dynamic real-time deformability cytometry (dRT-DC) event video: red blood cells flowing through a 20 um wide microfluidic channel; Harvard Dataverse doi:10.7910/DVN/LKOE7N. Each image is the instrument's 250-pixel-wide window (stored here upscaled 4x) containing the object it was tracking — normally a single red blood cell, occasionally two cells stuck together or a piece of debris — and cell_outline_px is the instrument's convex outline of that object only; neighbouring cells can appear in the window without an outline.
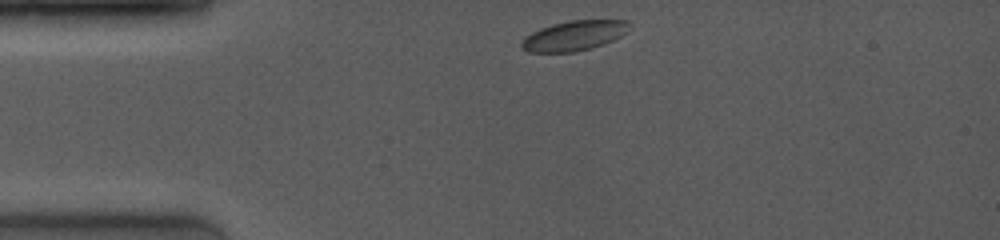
{"species": "common noctule bat (a hibernating species)", "species_latin": "Nyctalus noctula", "temperature_condition": "room temperature", "stored_images_in_passage": 5, "camera_frame_rate_fps": 4000, "um_per_image_px": 0.085, "animal": {"sex": "female", "body_mass_g": 19.0, "forearm_length_mm": 53.3}, "frame": {"image": 1, "passage_image": 1, "time_ms": 0.0, "image_size_px": [1000, 240], "cell_outline_px": [[632, 24], [620, 36], [604, 44], [592, 48], [572, 52], [528, 52], [520, 48], [520, 44], [524, 36], [540, 28], [552, 24], [568, 20], [628, 20]], "centroid_in_image_um": [48.76, 3.03], "position_along_channel_um": 36.2, "area_um2": 18.9}}